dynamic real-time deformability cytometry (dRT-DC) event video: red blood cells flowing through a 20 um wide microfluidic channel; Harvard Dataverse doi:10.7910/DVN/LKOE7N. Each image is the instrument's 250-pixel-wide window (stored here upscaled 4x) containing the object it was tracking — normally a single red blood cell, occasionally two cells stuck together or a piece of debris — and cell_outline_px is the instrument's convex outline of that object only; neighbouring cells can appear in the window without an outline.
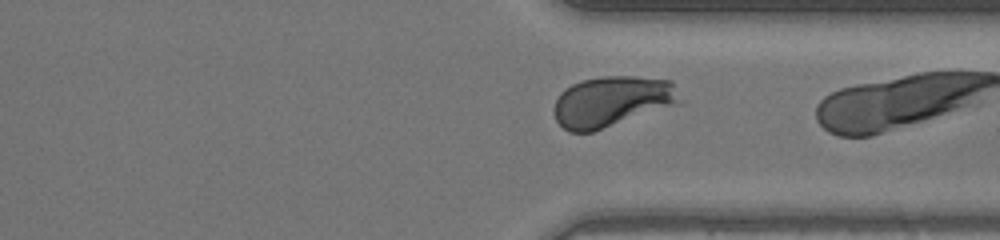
{"species": "human", "species_latin": "Homo sapiens", "temperature_condition": "warm", "stored_images_in_passage": 31, "camera_frame_rate_fps": 3000, "um_per_image_px": 0.085, "donor": {"sex": "female"}, "frame": {"image": 1, "passage_image": 30, "time_ms": 9.667, "image_size_px": [1000, 240], "cell_outline_px": [[688, 100], [684, 104], [592, 132], [568, 132], [556, 120], [552, 112], [552, 108], [560, 92], [564, 88], [580, 80], [604, 76], [632, 76], [672, 80]], "centroid_in_image_um": [52.13, 8.62], "position_along_channel_um": 359.3, "area_um2": 38.61}}